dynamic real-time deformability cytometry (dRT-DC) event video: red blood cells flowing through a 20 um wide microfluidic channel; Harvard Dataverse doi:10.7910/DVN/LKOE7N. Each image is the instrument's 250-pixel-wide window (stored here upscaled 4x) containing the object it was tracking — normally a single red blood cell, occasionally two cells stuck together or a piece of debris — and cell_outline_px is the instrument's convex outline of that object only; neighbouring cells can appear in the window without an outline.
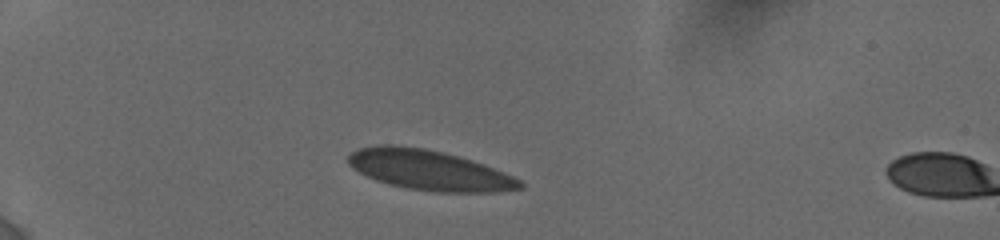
{"species": "human", "species_latin": "Homo sapiens", "temperature_condition": "cold", "stored_images_in_passage": 3, "camera_frame_rate_fps": 3000, "um_per_image_px": 0.085, "donor": {"sex": "female"}, "frame": {"image": 1, "passage_image": 1, "time_ms": 0.0, "image_size_px": [1000, 240], "cell_outline_px": [[524, 188], [496, 192], [436, 192], [408, 188], [388, 184], [376, 180], [352, 168], [348, 164], [348, 156], [356, 148], [376, 144], [396, 144], [424, 148], [444, 152], [484, 164], [504, 172], [520, 180], [524, 184]], "centroid_in_image_um": [36.46, 14.45], "position_along_channel_um": 48.5, "area_um2": 40.29}}